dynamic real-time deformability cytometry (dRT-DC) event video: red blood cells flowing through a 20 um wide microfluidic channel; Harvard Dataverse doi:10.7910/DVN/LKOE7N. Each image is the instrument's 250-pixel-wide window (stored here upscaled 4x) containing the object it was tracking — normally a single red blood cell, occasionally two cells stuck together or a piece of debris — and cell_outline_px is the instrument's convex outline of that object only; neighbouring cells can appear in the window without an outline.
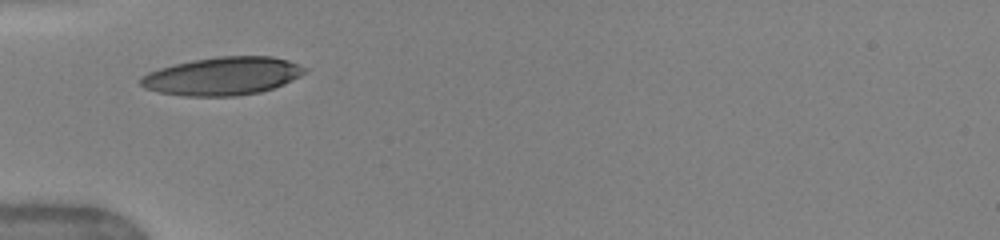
{"species": "human", "species_latin": "Homo sapiens", "temperature_condition": "warm", "stored_images_in_passage": 71, "camera_frame_rate_fps": 3000, "um_per_image_px": 0.085, "donor": {"sex": "female"}, "frame": {"image": 1, "passage_image": 1, "time_ms": 0.0, "image_size_px": [1000, 240], "cell_outline_px": [[308, 72], [284, 84], [260, 92], [236, 96], [184, 96], [160, 92], [144, 88], [140, 84], [140, 76], [148, 72], [160, 68], [192, 60], [220, 56], [272, 56], [288, 60], [308, 68]], "centroid_in_image_um": [18.94, 6.46], "position_along_channel_um": 66.1, "area_um2": 36.47}}
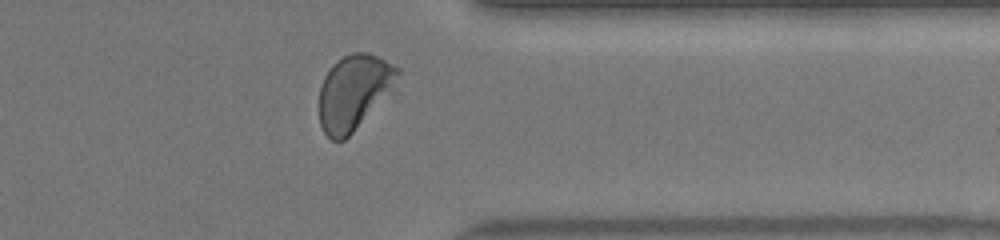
{"frame": {"image": 2, "passage_image": 47, "time_ms": 8.0, "image_size_px": [1000, 240], "cell_outline_px": [[400, 92], [344, 140], [332, 140], [324, 132], [320, 124], [320, 84], [324, 76], [332, 64], [336, 60], [352, 52], [368, 52], [380, 56], [400, 68]], "centroid_in_image_um": [30.24, 7.83], "position_along_channel_um": 381.2, "area_um2": 36.36}}
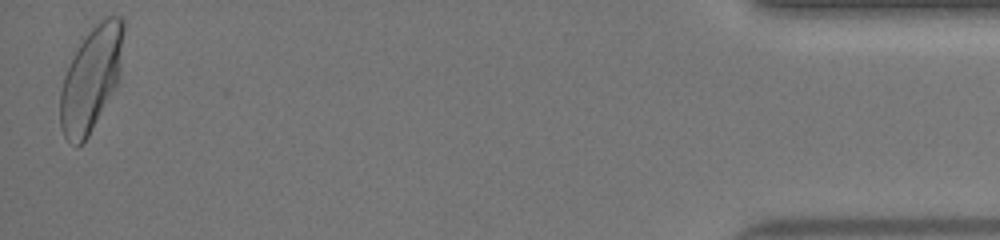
{"frame": {"image": 3, "passage_image": 69, "time_ms": 11.0, "image_size_px": [1000, 240], "cell_outline_px": [[124, 32], [120, 76], [116, 88], [88, 136], [80, 144], [76, 144], [68, 140], [64, 136], [60, 124], [60, 92], [64, 76], [80, 44], [88, 32], [104, 16], [120, 16], [124, 20]], "centroid_in_image_um": [7.78, 6.67], "position_along_channel_um": 427.4, "area_um2": 38.09}, "authors_computed_cell_mechanics": {"area_um2": 35.2002, "velocity_mm_per_s": 4.0011, "shape_relaxation_time_tau1_ms": 3.0065, "shape_relaxation_time_tau2_ms": null, "deformation_change_tau1": 0.1786, "deformation_change_tau2": null}}